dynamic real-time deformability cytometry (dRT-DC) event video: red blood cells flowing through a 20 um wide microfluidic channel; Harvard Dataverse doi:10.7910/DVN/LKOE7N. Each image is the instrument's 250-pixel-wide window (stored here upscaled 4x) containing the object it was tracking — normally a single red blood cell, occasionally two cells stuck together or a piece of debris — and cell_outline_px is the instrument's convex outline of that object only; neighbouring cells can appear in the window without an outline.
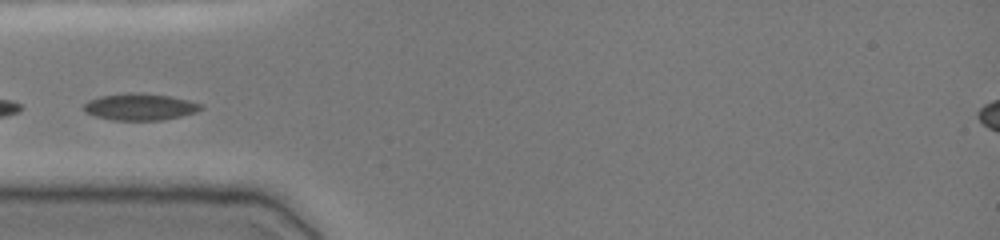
{"species": "common noctule bat (a hibernating species)", "species_latin": "Nyctalus noctula", "temperature_condition": "cold", "stored_images_in_passage": 29, "camera_frame_rate_fps": 3000, "um_per_image_px": 0.085, "animal": {"sex": "female", "body_mass_g": 19.0, "forearm_length_mm": 51.5}, "frame": {"image": 1, "passage_image": 1, "time_ms": 0.0, "image_size_px": [1000, 240], "cell_outline_px": [[204, 108], [196, 112], [180, 116], [160, 120], [112, 120], [96, 116], [84, 112], [84, 104], [88, 100], [100, 96], [128, 92], [140, 92], [168, 96], [188, 100], [204, 104]], "centroid_in_image_um": [11.9, 9.07], "position_along_channel_um": 73.1, "area_um2": 18.32}}
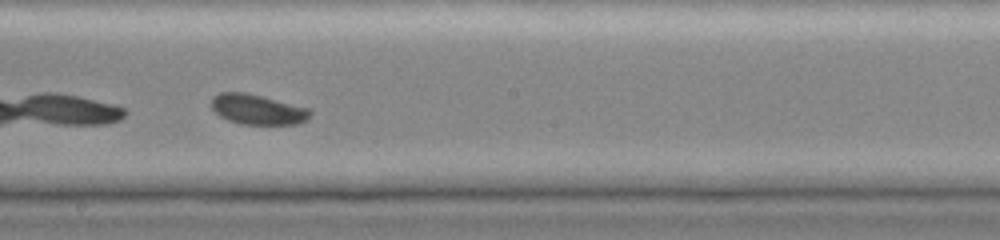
{"frame": {"image": 2, "passage_image": 13, "time_ms": 4.0, "image_size_px": [1000, 240], "cell_outline_px": [[312, 112], [308, 120], [296, 124], [240, 124], [228, 120], [220, 116], [212, 108], [212, 96], [220, 92], [244, 92], [312, 108]], "centroid_in_image_um": [21.93, 9.3], "position_along_channel_um": 226.3, "area_um2": 17.46}}
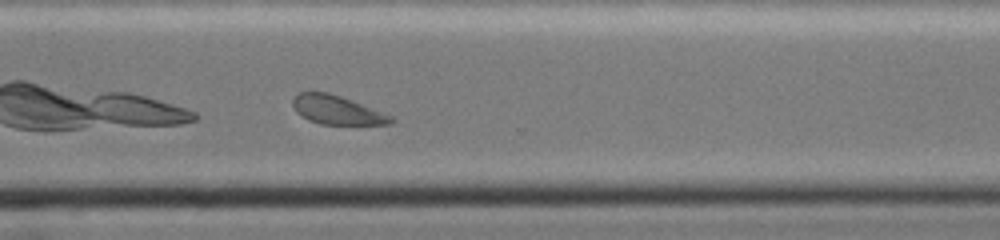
{"frame": {"image": 3, "passage_image": 22, "time_ms": 7.0, "image_size_px": [1000, 240], "cell_outline_px": [[396, 120], [392, 124], [320, 124], [308, 120], [296, 112], [292, 104], [292, 100], [300, 92], [328, 92], [352, 100], [392, 116]], "centroid_in_image_um": [28.64, 9.35], "position_along_channel_um": 342.0, "area_um2": 16.36}}